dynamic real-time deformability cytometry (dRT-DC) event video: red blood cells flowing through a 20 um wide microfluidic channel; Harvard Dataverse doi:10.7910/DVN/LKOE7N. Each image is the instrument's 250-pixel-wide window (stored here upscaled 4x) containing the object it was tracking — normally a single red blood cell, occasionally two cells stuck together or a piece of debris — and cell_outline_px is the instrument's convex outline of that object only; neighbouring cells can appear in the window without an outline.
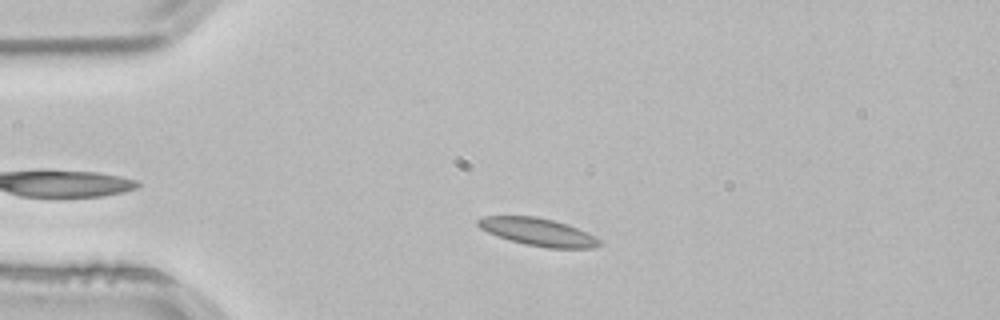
{"species": "common noctule bat (a hibernating species)", "species_latin": "Nyctalus noctula", "temperature_condition": "room temperature", "stored_images_in_passage": 44, "camera_frame_rate_fps": 3000, "um_per_image_px": 0.085, "animal": {"sex": "male", "body_mass_g": 21.5, "forearm_length_mm": 52.0}, "frame": {"image": 1, "passage_image": 8, "time_ms": 2.333, "image_size_px": [1000, 320], "cell_outline_px": [[604, 244], [592, 248], [548, 248], [524, 244], [496, 236], [480, 228], [476, 224], [476, 220], [484, 216], [536, 216], [568, 224], [600, 240]], "centroid_in_image_um": [45.7, 19.72], "position_along_channel_um": 39.3, "area_um2": 19.48}}
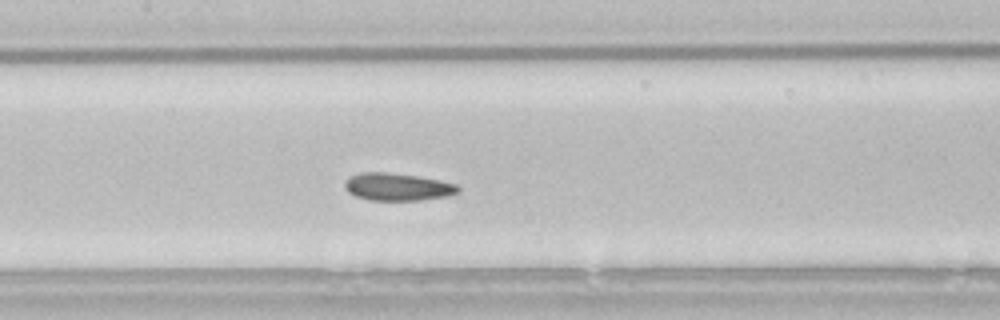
{"frame": {"image": 2, "passage_image": 21, "time_ms": 6.667, "image_size_px": [1000, 320], "cell_outline_px": [[460, 192], [444, 196], [420, 200], [368, 200], [356, 196], [348, 192], [344, 184], [344, 180], [348, 176], [360, 172], [388, 172], [416, 176], [440, 180], [456, 184], [460, 188]], "centroid_in_image_um": [33.74, 15.87], "position_along_channel_um": 173.7, "area_um2": 18.21}}
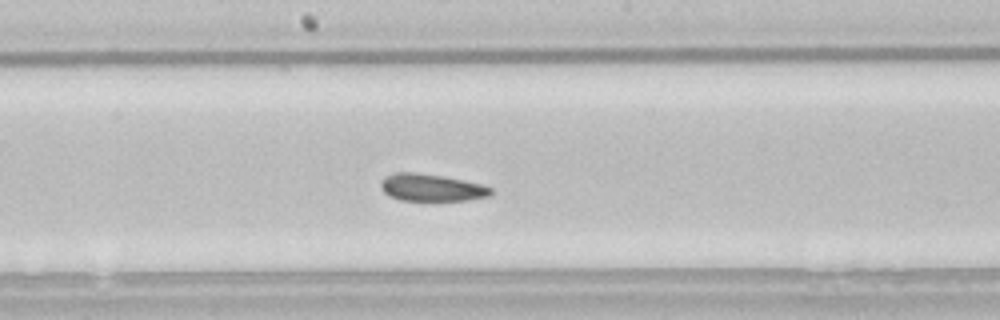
{"frame": {"image": 3, "passage_image": 24, "time_ms": 7.667, "image_size_px": [1000, 320], "cell_outline_px": [[492, 196], [468, 200], [400, 200], [388, 196], [380, 188], [380, 180], [384, 176], [396, 172], [416, 172], [440, 176], [480, 184], [492, 188]], "centroid_in_image_um": [36.62, 15.95], "position_along_channel_um": 211.6, "area_um2": 17.46}, "authors_computed_cell_mechanics": {"area_um2": 18.9584, "velocity_mm_per_s": 3.7975, "shape_relaxation_time_tau1_ms": null, "shape_relaxation_time_tau2_ms": 3.3334, "deformation_change_tau1": null, "deformation_change_tau2": 0.0752}}